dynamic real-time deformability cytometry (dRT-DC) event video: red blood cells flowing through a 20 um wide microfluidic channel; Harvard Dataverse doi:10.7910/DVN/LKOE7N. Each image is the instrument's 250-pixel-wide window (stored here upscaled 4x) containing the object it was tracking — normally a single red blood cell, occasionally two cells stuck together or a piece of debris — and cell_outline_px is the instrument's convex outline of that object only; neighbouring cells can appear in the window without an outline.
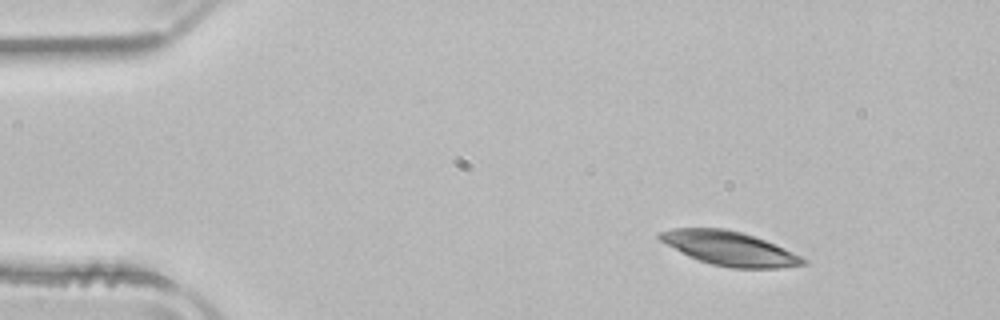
{"species": "common noctule bat (a hibernating species)", "species_latin": "Nyctalus noctula", "temperature_condition": "room temperature", "stored_images_in_passage": 4, "camera_frame_rate_fps": 3000, "um_per_image_px": 0.085, "animal": {"sex": "male", "body_mass_g": 21.5, "forearm_length_mm": 52.0}, "frame": {"image": 1, "passage_image": 1, "time_ms": 0.0, "image_size_px": [1000, 320], "cell_outline_px": [[808, 264], [780, 268], [732, 268], [712, 264], [688, 256], [680, 252], [660, 240], [656, 236], [660, 232], [672, 228], [724, 228], [740, 232], [764, 240], [784, 248], [808, 260]], "centroid_in_image_um": [62.01, 21.12], "position_along_channel_um": 23.0, "area_um2": 28.21}}